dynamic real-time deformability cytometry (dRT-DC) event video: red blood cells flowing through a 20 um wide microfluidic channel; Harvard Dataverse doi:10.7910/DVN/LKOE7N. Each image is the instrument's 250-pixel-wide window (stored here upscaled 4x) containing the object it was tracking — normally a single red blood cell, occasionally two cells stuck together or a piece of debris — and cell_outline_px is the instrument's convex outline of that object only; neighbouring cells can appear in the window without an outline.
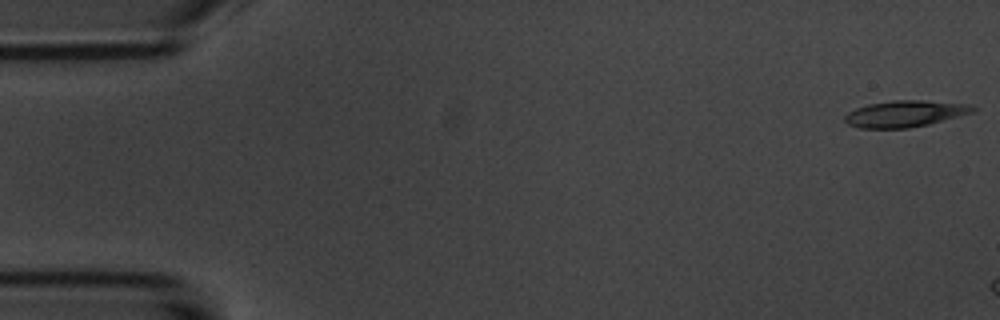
{"species": "common noctule bat (a hibernating species)", "species_latin": "Nyctalus noctula", "temperature_condition": "room temperature", "stored_images_in_passage": 3, "camera_frame_rate_fps": 3000, "um_per_image_px": 0.085, "animal": {"sex": "male", "body_mass_g": 20.1, "forearm_length_mm": 53.5}, "frame": {"image": 1, "passage_image": 1, "time_ms": 0.0, "image_size_px": [1000, 320], "cell_outline_px": [[976, 112], [928, 124], [908, 128], [860, 128], [848, 124], [844, 120], [844, 116], [848, 112], [856, 108], [868, 104], [892, 100], [920, 100], [972, 104], [976, 108]], "centroid_in_image_um": [76.95, 9.66], "position_along_channel_um": 8.0, "area_um2": 19.83}}